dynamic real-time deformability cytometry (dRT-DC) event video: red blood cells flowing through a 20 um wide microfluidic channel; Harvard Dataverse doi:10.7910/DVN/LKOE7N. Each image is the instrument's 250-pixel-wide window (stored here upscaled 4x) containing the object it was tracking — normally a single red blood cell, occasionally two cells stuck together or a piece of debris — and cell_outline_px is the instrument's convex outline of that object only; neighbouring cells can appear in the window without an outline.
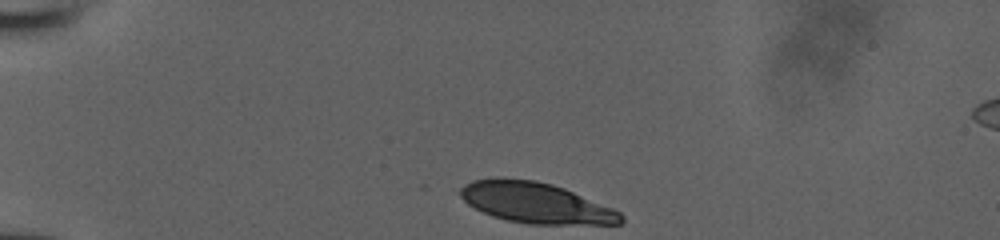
{"species": "human", "species_latin": "Homo sapiens", "temperature_condition": "room temperature", "stored_images_in_passage": 33, "camera_frame_rate_fps": 3000, "um_per_image_px": 0.085, "donor": {"sex": "male"}, "frame": {"image": 1, "passage_image": 1, "time_ms": 0.0, "image_size_px": [1000, 240], "cell_outline_px": [[624, 220], [620, 224], [528, 224], [508, 220], [492, 216], [468, 204], [460, 196], [460, 188], [464, 184], [472, 180], [500, 176], [536, 180], [552, 184], [564, 188], [612, 208], [620, 212], [624, 216]], "centroid_in_image_um": [45.52, 17.22], "position_along_channel_um": 39.5, "area_um2": 38.21}}
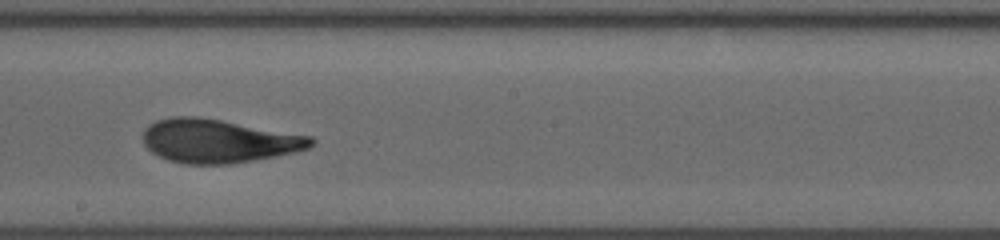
{"frame": {"image": 2, "passage_image": 19, "time_ms": 6.0, "image_size_px": [1000, 240], "cell_outline_px": [[316, 140], [308, 148], [296, 152], [276, 156], [232, 164], [184, 164], [168, 160], [152, 152], [144, 144], [144, 128], [148, 124], [156, 120], [172, 116], [196, 116], [220, 120], [312, 136]], "centroid_in_image_um": [18.56, 11.98], "position_along_channel_um": 229.6, "area_um2": 42.66}}
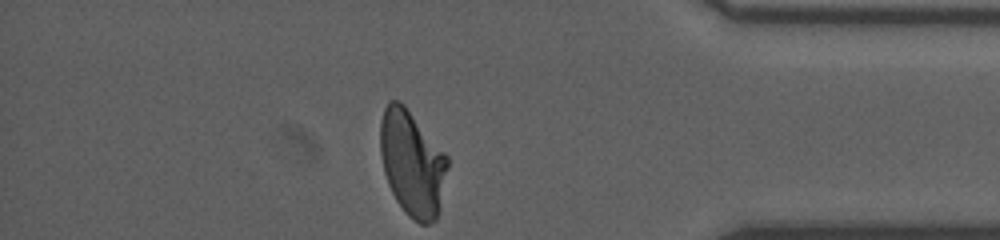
{"frame": {"image": 3, "passage_image": 33, "time_ms": 10.667, "image_size_px": [1000, 240], "cell_outline_px": [[448, 168], [440, 208], [436, 220], [428, 224], [420, 224], [412, 220], [404, 212], [396, 200], [388, 184], [384, 172], [380, 152], [380, 120], [384, 108], [388, 100], [400, 100], [404, 104], [448, 156]], "centroid_in_image_um": [35.03, 13.88], "position_along_channel_um": 400.2, "area_um2": 41.73}}